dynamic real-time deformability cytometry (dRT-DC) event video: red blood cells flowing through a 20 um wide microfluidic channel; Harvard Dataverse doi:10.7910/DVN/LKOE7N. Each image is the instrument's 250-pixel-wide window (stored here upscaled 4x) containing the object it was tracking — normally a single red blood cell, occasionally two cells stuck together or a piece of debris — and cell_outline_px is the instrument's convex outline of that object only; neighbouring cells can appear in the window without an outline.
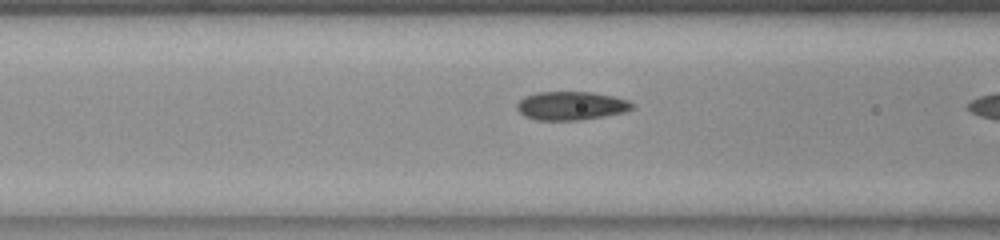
{"species": "common noctule bat (a hibernating species)", "species_latin": "Nyctalus noctula", "temperature_condition": "room temperature", "stored_images_in_passage": 10, "camera_frame_rate_fps": 3000, "um_per_image_px": 0.085, "animal": {"sex": "female", "body_mass_g": 23.0, "forearm_length_mm": 53.4}, "frame": {"image": 1, "passage_image": 9, "time_ms": 2.667, "image_size_px": [1000, 240], "cell_outline_px": [[636, 108], [624, 112], [604, 116], [580, 120], [536, 120], [524, 116], [516, 108], [516, 104], [524, 96], [536, 92], [592, 92], [612, 96], [628, 100]], "centroid_in_image_um": [48.53, 8.99], "position_along_channel_um": 118.1, "area_um2": 19.25}}